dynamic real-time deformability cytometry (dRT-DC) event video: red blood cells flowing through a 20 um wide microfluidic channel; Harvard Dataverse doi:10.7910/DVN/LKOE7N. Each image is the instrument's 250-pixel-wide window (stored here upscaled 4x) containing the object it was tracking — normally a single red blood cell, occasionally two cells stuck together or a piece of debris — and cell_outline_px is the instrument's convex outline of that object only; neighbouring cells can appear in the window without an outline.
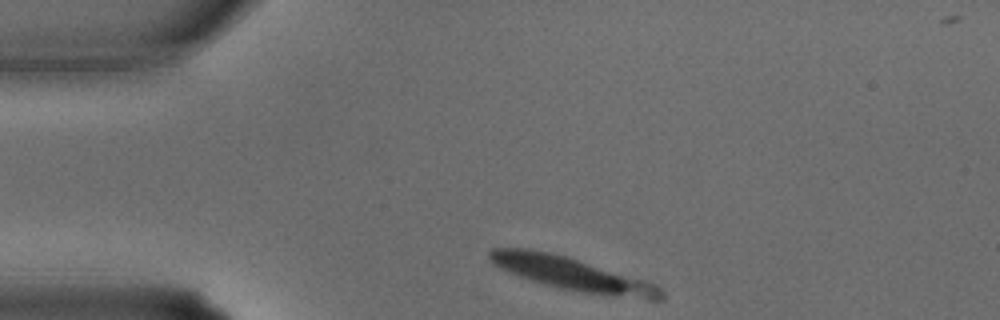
{"species": "common noctule bat (a hibernating species)", "species_latin": "Nyctalus noctula", "temperature_condition": "warm", "stored_images_in_passage": 32, "camera_frame_rate_fps": 3000, "um_per_image_px": 0.085, "animal": {"sex": "male", "body_mass_g": 15.6}, "frame": {"image": 1, "passage_image": 1, "time_ms": 0.0, "image_size_px": [1000, 320], "cell_outline_px": [[664, 300], [648, 300], [584, 292], [556, 288], [508, 272], [492, 264], [488, 260], [488, 252], [492, 248], [528, 248], [568, 256], [644, 280], [656, 284], [664, 292]], "centroid_in_image_um": [48.62, 23.27], "position_along_channel_um": 36.4, "area_um2": 33.06}}